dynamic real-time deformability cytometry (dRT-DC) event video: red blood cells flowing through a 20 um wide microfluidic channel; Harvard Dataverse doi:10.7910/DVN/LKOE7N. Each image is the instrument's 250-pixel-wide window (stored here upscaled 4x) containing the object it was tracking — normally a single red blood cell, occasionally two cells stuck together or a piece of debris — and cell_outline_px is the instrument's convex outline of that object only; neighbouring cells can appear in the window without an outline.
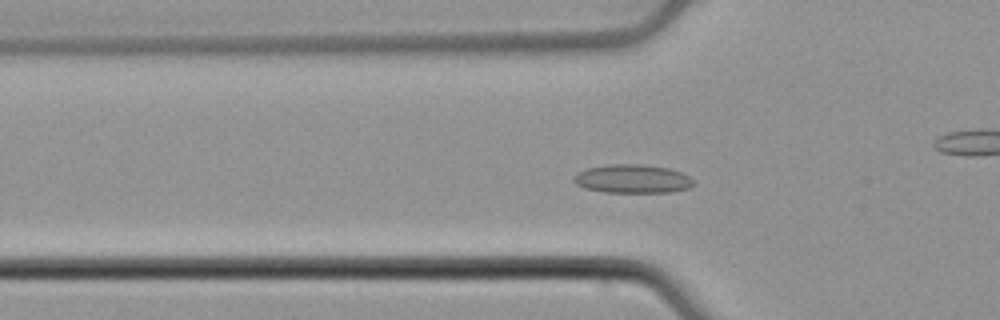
{"species": "common noctule bat (a hibernating species)", "species_latin": "Nyctalus noctula", "temperature_condition": "cold", "stored_images_in_passage": 52, "camera_frame_rate_fps": 3000, "um_per_image_px": 0.085, "animal": {"sex": "male", "body_mass_g": 21.5, "forearm_length_mm": 52.0}, "frame": {"image": 1, "passage_image": 19, "time_ms": 6.0, "image_size_px": [1000, 320], "cell_outline_px": [[696, 184], [688, 188], [672, 192], [604, 192], [584, 188], [576, 184], [572, 180], [572, 176], [576, 172], [588, 168], [608, 164], [640, 164], [668, 168], [680, 172], [688, 176]], "centroid_in_image_um": [53.72, 15.2], "position_along_channel_um": 72.1, "area_um2": 20.06}}
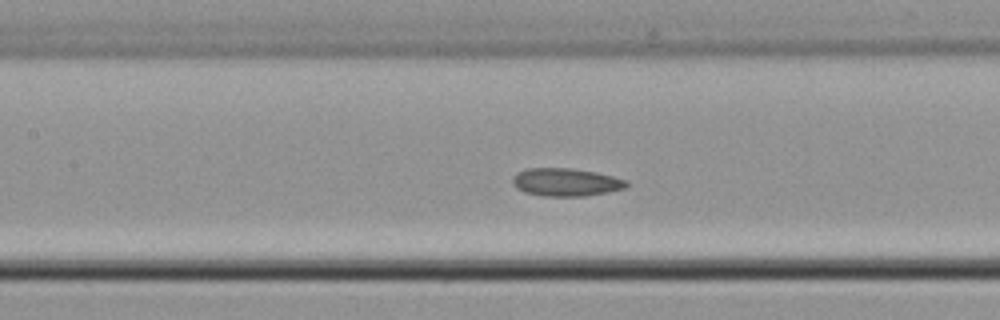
{"frame": {"image": 2, "passage_image": 26, "time_ms": 8.333, "image_size_px": [1000, 320], "cell_outline_px": [[628, 184], [624, 188], [608, 192], [584, 196], [544, 196], [524, 192], [516, 188], [512, 184], [512, 176], [516, 172], [524, 168], [572, 168], [596, 172], [628, 180]], "centroid_in_image_um": [48.05, 15.47], "position_along_channel_um": 159.3, "area_um2": 18.73}}
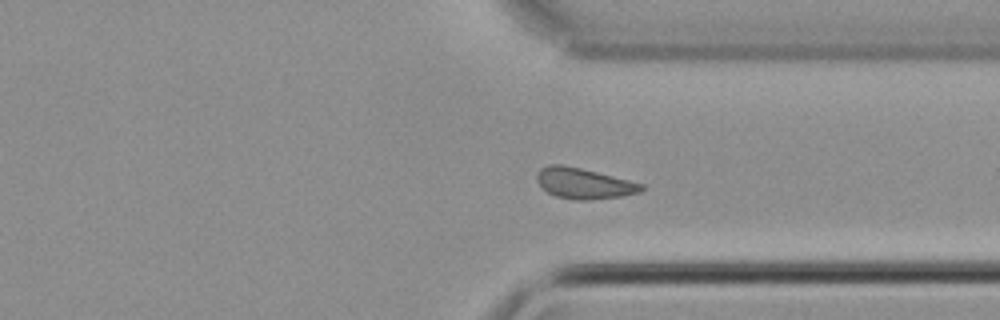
{"frame": {"image": 3, "passage_image": 42, "time_ms": 13.667, "image_size_px": [1000, 320], "cell_outline_px": [[644, 188], [640, 192], [620, 196], [588, 200], [572, 200], [556, 196], [540, 188], [536, 180], [536, 172], [540, 168], [548, 164], [560, 164], [580, 168], [644, 184]], "centroid_in_image_um": [49.56, 15.59], "position_along_channel_um": 361.8, "area_um2": 18.73}}